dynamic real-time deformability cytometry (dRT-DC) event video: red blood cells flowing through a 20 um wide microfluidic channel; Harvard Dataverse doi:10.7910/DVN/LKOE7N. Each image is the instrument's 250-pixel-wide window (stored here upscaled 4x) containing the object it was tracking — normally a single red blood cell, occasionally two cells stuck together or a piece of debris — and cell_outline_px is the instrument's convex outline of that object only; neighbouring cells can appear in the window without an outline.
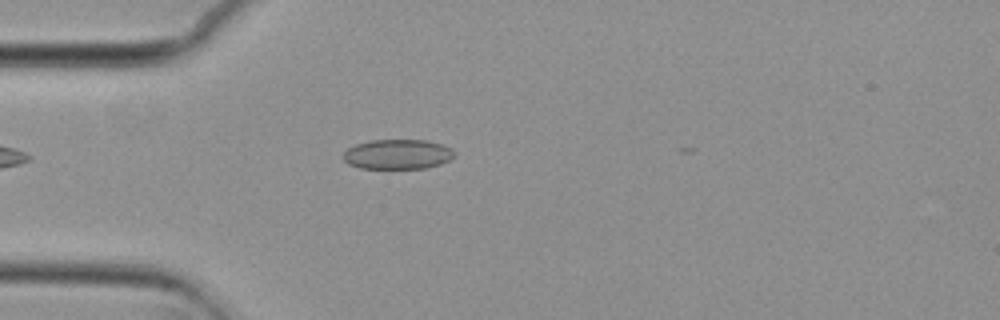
{"species": "common noctule bat (a hibernating species)", "species_latin": "Nyctalus noctula", "temperature_condition": "cold", "stored_images_in_passage": 36, "camera_frame_rate_fps": 3000, "um_per_image_px": 0.085, "animal": {"sex": "female", "body_mass_g": 29.2, "forearm_length_mm": 56.3}, "frame": {"image": 1, "passage_image": 1, "time_ms": 0.0, "image_size_px": [1000, 320], "cell_outline_px": [[456, 156], [440, 164], [424, 168], [360, 168], [348, 164], [340, 156], [348, 148], [356, 144], [368, 140], [428, 140], [440, 144], [456, 152]], "centroid_in_image_um": [33.76, 13.11], "position_along_channel_um": 51.2, "area_um2": 19.36}}
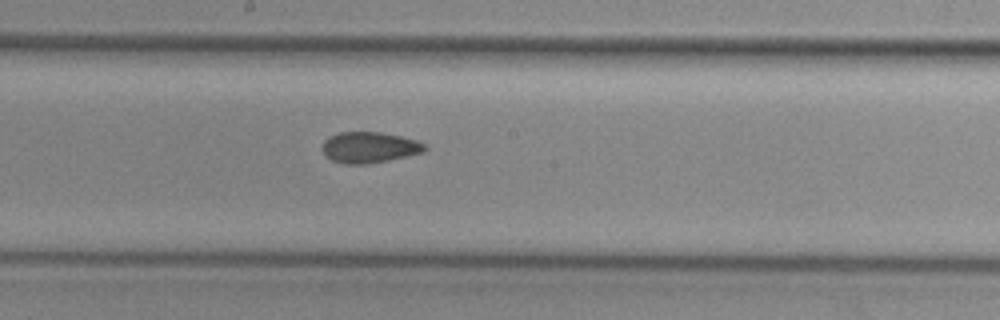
{"frame": {"image": 2, "passage_image": 15, "time_ms": 4.667, "image_size_px": [1000, 320], "cell_outline_px": [[428, 148], [424, 152], [388, 160], [364, 164], [344, 164], [332, 160], [320, 148], [324, 140], [328, 136], [340, 132], [380, 132], [400, 136], [416, 140], [424, 144]], "centroid_in_image_um": [31.37, 12.52], "position_along_channel_um": 216.8, "area_um2": 18.44}}
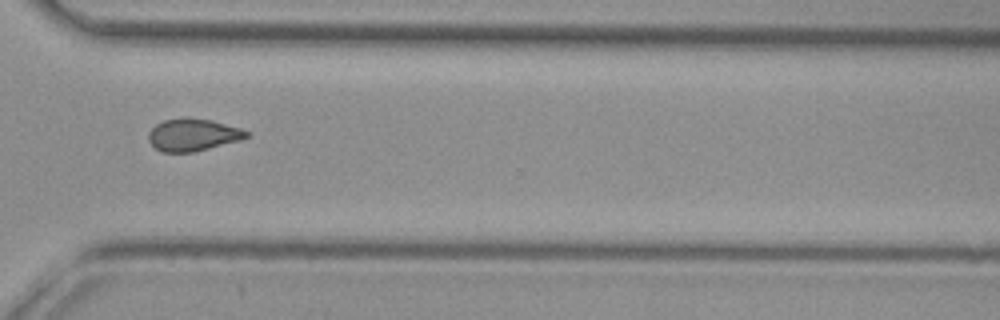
{"frame": {"image": 3, "passage_image": 26, "time_ms": 8.333, "image_size_px": [1000, 320], "cell_outline_px": [[252, 136], [240, 140], [192, 152], [160, 152], [148, 140], [148, 132], [156, 124], [164, 120], [184, 116], [212, 120], [240, 128], [248, 132]], "centroid_in_image_um": [16.39, 11.44], "position_along_channel_um": 354.2, "area_um2": 18.55}, "authors_computed_cell_mechanics": {"area_um2": 18.4671, "velocity_mm_per_s": 3.7483, "shape_relaxation_time_tau1_ms": null, "shape_relaxation_time_tau2_ms": 3.52, "deformation_change_tau1": null, "deformation_change_tau2": 0.0766}}